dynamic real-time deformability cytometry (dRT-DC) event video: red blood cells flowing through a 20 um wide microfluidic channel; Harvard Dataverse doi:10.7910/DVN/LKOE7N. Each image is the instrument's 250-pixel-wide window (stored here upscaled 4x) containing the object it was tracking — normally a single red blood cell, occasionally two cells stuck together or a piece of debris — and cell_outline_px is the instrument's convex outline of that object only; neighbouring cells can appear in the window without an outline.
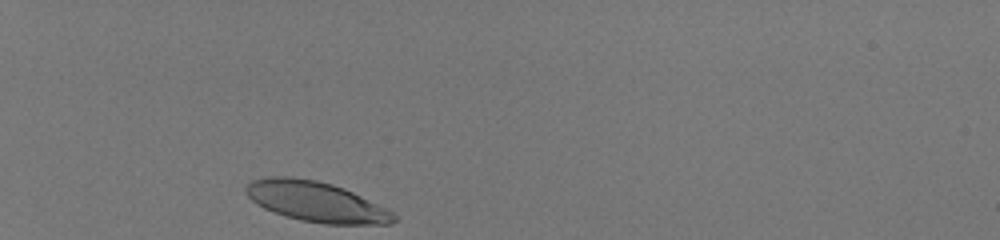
{"species": "human", "species_latin": "Homo sapiens", "temperature_condition": "room temperature", "stored_images_in_passage": 31, "camera_frame_rate_fps": 3000, "um_per_image_px": 0.085, "donor": {"sex": "male"}, "frame": {"image": 1, "passage_image": 1, "time_ms": 0.0, "image_size_px": [1000, 240], "cell_outline_px": [[396, 220], [392, 224], [324, 224], [300, 220], [272, 212], [256, 204], [244, 192], [244, 188], [252, 180], [268, 176], [288, 176], [316, 180], [332, 184], [344, 188], [392, 212], [396, 216]], "centroid_in_image_um": [26.81, 17.14], "position_along_channel_um": 58.2, "area_um2": 34.51}}
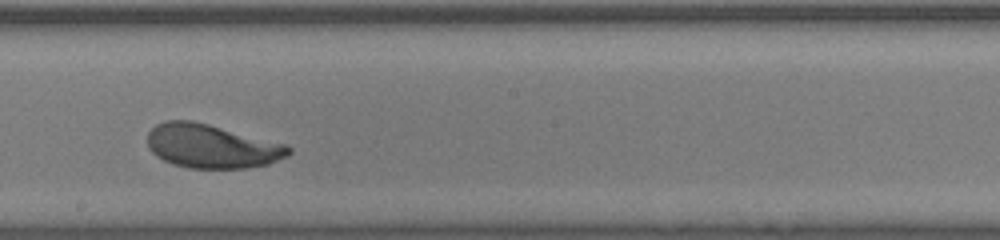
{"frame": {"image": 2, "passage_image": 17, "time_ms": 5.333, "image_size_px": [1000, 240], "cell_outline_px": [[292, 152], [288, 156], [268, 164], [244, 168], [188, 168], [172, 164], [156, 156], [148, 148], [148, 132], [156, 124], [164, 120], [192, 120], [288, 144], [292, 148]], "centroid_in_image_um": [18.0, 12.42], "position_along_channel_um": 230.2, "area_um2": 36.3}}
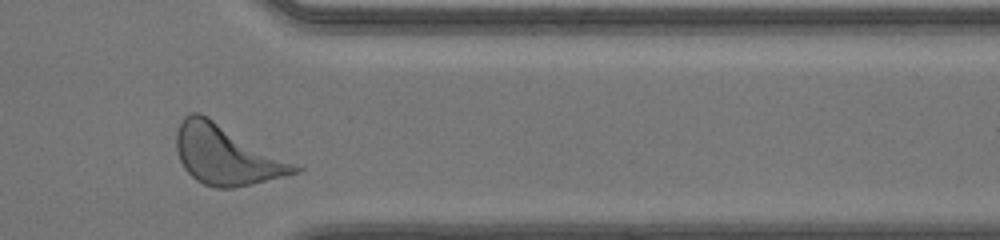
{"frame": {"image": 3, "passage_image": 29, "time_ms": 9.333, "image_size_px": [1000, 240], "cell_outline_px": [[304, 168], [300, 172], [252, 184], [232, 188], [216, 188], [204, 184], [196, 180], [184, 168], [180, 160], [176, 148], [176, 128], [184, 116], [192, 112], [200, 112], [208, 116]], "centroid_in_image_um": [19.22, 13.16], "position_along_channel_um": 392.2, "area_um2": 40.98}, "authors_computed_cell_mechanics": {"area_um2": 36.125, "velocity_mm_per_s": 4.0638, "shape_relaxation_time_tau1_ms": 1.7841, "shape_relaxation_time_tau2_ms": null, "deformation_change_tau1": 0.1287, "deformation_change_tau2": null}}